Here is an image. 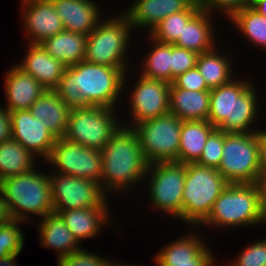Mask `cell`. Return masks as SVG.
Returning <instances> with one entry per match:
<instances>
[{"label":"cell","mask_w":266,"mask_h":266,"mask_svg":"<svg viewBox=\"0 0 266 266\" xmlns=\"http://www.w3.org/2000/svg\"><path fill=\"white\" fill-rule=\"evenodd\" d=\"M127 74L118 67L82 60L66 67L54 91L71 109L88 106L116 109Z\"/></svg>","instance_id":"1"},{"label":"cell","mask_w":266,"mask_h":266,"mask_svg":"<svg viewBox=\"0 0 266 266\" xmlns=\"http://www.w3.org/2000/svg\"><path fill=\"white\" fill-rule=\"evenodd\" d=\"M148 165L137 133L132 127L122 124L102 149L100 187L107 197L113 191L135 188L134 185L139 186L144 181Z\"/></svg>","instance_id":"2"},{"label":"cell","mask_w":266,"mask_h":266,"mask_svg":"<svg viewBox=\"0 0 266 266\" xmlns=\"http://www.w3.org/2000/svg\"><path fill=\"white\" fill-rule=\"evenodd\" d=\"M252 82L235 77L227 84L211 89L208 122L225 133L259 132L254 127L259 119V101Z\"/></svg>","instance_id":"3"},{"label":"cell","mask_w":266,"mask_h":266,"mask_svg":"<svg viewBox=\"0 0 266 266\" xmlns=\"http://www.w3.org/2000/svg\"><path fill=\"white\" fill-rule=\"evenodd\" d=\"M37 168L1 181L0 190L11 219L27 223L31 214L42 219L53 213L49 173Z\"/></svg>","instance_id":"4"},{"label":"cell","mask_w":266,"mask_h":266,"mask_svg":"<svg viewBox=\"0 0 266 266\" xmlns=\"http://www.w3.org/2000/svg\"><path fill=\"white\" fill-rule=\"evenodd\" d=\"M228 184L217 169L187 163L182 221L197 228L207 218L215 200Z\"/></svg>","instance_id":"5"},{"label":"cell","mask_w":266,"mask_h":266,"mask_svg":"<svg viewBox=\"0 0 266 266\" xmlns=\"http://www.w3.org/2000/svg\"><path fill=\"white\" fill-rule=\"evenodd\" d=\"M258 192L254 183L228 184L215 200L207 218L199 227L234 228L262 224Z\"/></svg>","instance_id":"6"},{"label":"cell","mask_w":266,"mask_h":266,"mask_svg":"<svg viewBox=\"0 0 266 266\" xmlns=\"http://www.w3.org/2000/svg\"><path fill=\"white\" fill-rule=\"evenodd\" d=\"M131 29L132 26L123 12L116 17L105 20L102 18L97 27L88 34L84 60L129 71L126 52L132 42L129 41L133 31Z\"/></svg>","instance_id":"7"},{"label":"cell","mask_w":266,"mask_h":266,"mask_svg":"<svg viewBox=\"0 0 266 266\" xmlns=\"http://www.w3.org/2000/svg\"><path fill=\"white\" fill-rule=\"evenodd\" d=\"M260 131L225 133L218 171L229 184L254 183L259 174Z\"/></svg>","instance_id":"8"},{"label":"cell","mask_w":266,"mask_h":266,"mask_svg":"<svg viewBox=\"0 0 266 266\" xmlns=\"http://www.w3.org/2000/svg\"><path fill=\"white\" fill-rule=\"evenodd\" d=\"M114 108H73L63 138L88 148L102 150L122 125ZM120 123V124H119Z\"/></svg>","instance_id":"9"},{"label":"cell","mask_w":266,"mask_h":266,"mask_svg":"<svg viewBox=\"0 0 266 266\" xmlns=\"http://www.w3.org/2000/svg\"><path fill=\"white\" fill-rule=\"evenodd\" d=\"M183 120L167 114L136 124L143 156L148 164L174 162L178 159L180 133Z\"/></svg>","instance_id":"10"},{"label":"cell","mask_w":266,"mask_h":266,"mask_svg":"<svg viewBox=\"0 0 266 266\" xmlns=\"http://www.w3.org/2000/svg\"><path fill=\"white\" fill-rule=\"evenodd\" d=\"M149 199L154 206L169 216L182 220V196L186 178V164L159 162L148 165Z\"/></svg>","instance_id":"11"},{"label":"cell","mask_w":266,"mask_h":266,"mask_svg":"<svg viewBox=\"0 0 266 266\" xmlns=\"http://www.w3.org/2000/svg\"><path fill=\"white\" fill-rule=\"evenodd\" d=\"M56 172L93 180L100 184L102 176V150L57 138L49 157L45 160Z\"/></svg>","instance_id":"12"},{"label":"cell","mask_w":266,"mask_h":266,"mask_svg":"<svg viewBox=\"0 0 266 266\" xmlns=\"http://www.w3.org/2000/svg\"><path fill=\"white\" fill-rule=\"evenodd\" d=\"M54 172V170L53 174L49 172L54 213L100 206L107 200V195L101 189L99 183Z\"/></svg>","instance_id":"13"},{"label":"cell","mask_w":266,"mask_h":266,"mask_svg":"<svg viewBox=\"0 0 266 266\" xmlns=\"http://www.w3.org/2000/svg\"><path fill=\"white\" fill-rule=\"evenodd\" d=\"M138 76L136 85L130 91L132 94L130 93V101L128 102L130 103L131 118L133 117V124L129 123L128 125L132 128L143 121L169 114L171 84L162 80Z\"/></svg>","instance_id":"14"},{"label":"cell","mask_w":266,"mask_h":266,"mask_svg":"<svg viewBox=\"0 0 266 266\" xmlns=\"http://www.w3.org/2000/svg\"><path fill=\"white\" fill-rule=\"evenodd\" d=\"M12 138L33 155L46 160L57 138L29 109L10 112Z\"/></svg>","instance_id":"15"},{"label":"cell","mask_w":266,"mask_h":266,"mask_svg":"<svg viewBox=\"0 0 266 266\" xmlns=\"http://www.w3.org/2000/svg\"><path fill=\"white\" fill-rule=\"evenodd\" d=\"M22 21L30 44H41L64 30L63 22L51 0H21Z\"/></svg>","instance_id":"16"},{"label":"cell","mask_w":266,"mask_h":266,"mask_svg":"<svg viewBox=\"0 0 266 266\" xmlns=\"http://www.w3.org/2000/svg\"><path fill=\"white\" fill-rule=\"evenodd\" d=\"M196 0H135L124 11L132 29H148L154 27L171 14L187 10ZM144 27V28H143Z\"/></svg>","instance_id":"17"},{"label":"cell","mask_w":266,"mask_h":266,"mask_svg":"<svg viewBox=\"0 0 266 266\" xmlns=\"http://www.w3.org/2000/svg\"><path fill=\"white\" fill-rule=\"evenodd\" d=\"M51 1L66 31L88 35L102 21V8L93 0Z\"/></svg>","instance_id":"18"},{"label":"cell","mask_w":266,"mask_h":266,"mask_svg":"<svg viewBox=\"0 0 266 266\" xmlns=\"http://www.w3.org/2000/svg\"><path fill=\"white\" fill-rule=\"evenodd\" d=\"M5 75L7 104L3 107L9 112L30 109L31 105L47 91L31 74L22 70L17 64Z\"/></svg>","instance_id":"19"},{"label":"cell","mask_w":266,"mask_h":266,"mask_svg":"<svg viewBox=\"0 0 266 266\" xmlns=\"http://www.w3.org/2000/svg\"><path fill=\"white\" fill-rule=\"evenodd\" d=\"M108 201L107 199L100 206L66 210L58 214L73 234V237L80 243L83 239L96 238V235L98 236L103 231V226L111 223Z\"/></svg>","instance_id":"20"},{"label":"cell","mask_w":266,"mask_h":266,"mask_svg":"<svg viewBox=\"0 0 266 266\" xmlns=\"http://www.w3.org/2000/svg\"><path fill=\"white\" fill-rule=\"evenodd\" d=\"M23 61L17 65L34 77L47 90H54L67 66L51 56L41 44H27Z\"/></svg>","instance_id":"21"},{"label":"cell","mask_w":266,"mask_h":266,"mask_svg":"<svg viewBox=\"0 0 266 266\" xmlns=\"http://www.w3.org/2000/svg\"><path fill=\"white\" fill-rule=\"evenodd\" d=\"M193 234L183 235L159 250L154 258L157 265L199 264L211 251L204 238Z\"/></svg>","instance_id":"22"},{"label":"cell","mask_w":266,"mask_h":266,"mask_svg":"<svg viewBox=\"0 0 266 266\" xmlns=\"http://www.w3.org/2000/svg\"><path fill=\"white\" fill-rule=\"evenodd\" d=\"M210 91H191L170 85L169 113L183 121H208Z\"/></svg>","instance_id":"23"},{"label":"cell","mask_w":266,"mask_h":266,"mask_svg":"<svg viewBox=\"0 0 266 266\" xmlns=\"http://www.w3.org/2000/svg\"><path fill=\"white\" fill-rule=\"evenodd\" d=\"M29 110L32 116L39 118L56 138L64 137L72 109L61 100L54 90L44 92Z\"/></svg>","instance_id":"24"},{"label":"cell","mask_w":266,"mask_h":266,"mask_svg":"<svg viewBox=\"0 0 266 266\" xmlns=\"http://www.w3.org/2000/svg\"><path fill=\"white\" fill-rule=\"evenodd\" d=\"M213 13L200 10L184 27L173 45L201 54L217 47L214 36Z\"/></svg>","instance_id":"25"},{"label":"cell","mask_w":266,"mask_h":266,"mask_svg":"<svg viewBox=\"0 0 266 266\" xmlns=\"http://www.w3.org/2000/svg\"><path fill=\"white\" fill-rule=\"evenodd\" d=\"M38 222L41 246L58 251V258L67 256L81 247L59 214L50 213Z\"/></svg>","instance_id":"26"},{"label":"cell","mask_w":266,"mask_h":266,"mask_svg":"<svg viewBox=\"0 0 266 266\" xmlns=\"http://www.w3.org/2000/svg\"><path fill=\"white\" fill-rule=\"evenodd\" d=\"M88 35L63 30L47 38L41 45L54 58L65 66L84 60Z\"/></svg>","instance_id":"27"},{"label":"cell","mask_w":266,"mask_h":266,"mask_svg":"<svg viewBox=\"0 0 266 266\" xmlns=\"http://www.w3.org/2000/svg\"><path fill=\"white\" fill-rule=\"evenodd\" d=\"M215 129L208 121H183L178 159L175 162L196 163L203 153L209 135Z\"/></svg>","instance_id":"28"},{"label":"cell","mask_w":266,"mask_h":266,"mask_svg":"<svg viewBox=\"0 0 266 266\" xmlns=\"http://www.w3.org/2000/svg\"><path fill=\"white\" fill-rule=\"evenodd\" d=\"M228 58L226 54L219 53L215 47L198 54L196 66L210 90L227 84L233 79V64Z\"/></svg>","instance_id":"29"},{"label":"cell","mask_w":266,"mask_h":266,"mask_svg":"<svg viewBox=\"0 0 266 266\" xmlns=\"http://www.w3.org/2000/svg\"><path fill=\"white\" fill-rule=\"evenodd\" d=\"M35 158L13 138L0 143V180L32 170Z\"/></svg>","instance_id":"30"},{"label":"cell","mask_w":266,"mask_h":266,"mask_svg":"<svg viewBox=\"0 0 266 266\" xmlns=\"http://www.w3.org/2000/svg\"><path fill=\"white\" fill-rule=\"evenodd\" d=\"M153 47L143 59L141 76L149 79L162 80L171 84V44L158 42L151 37Z\"/></svg>","instance_id":"31"},{"label":"cell","mask_w":266,"mask_h":266,"mask_svg":"<svg viewBox=\"0 0 266 266\" xmlns=\"http://www.w3.org/2000/svg\"><path fill=\"white\" fill-rule=\"evenodd\" d=\"M228 20L239 33L251 41L250 43L266 49V17L250 6L237 11Z\"/></svg>","instance_id":"32"},{"label":"cell","mask_w":266,"mask_h":266,"mask_svg":"<svg viewBox=\"0 0 266 266\" xmlns=\"http://www.w3.org/2000/svg\"><path fill=\"white\" fill-rule=\"evenodd\" d=\"M201 10L196 0L187 10L174 13L160 21L148 36L152 39L173 44L181 36L183 27Z\"/></svg>","instance_id":"33"},{"label":"cell","mask_w":266,"mask_h":266,"mask_svg":"<svg viewBox=\"0 0 266 266\" xmlns=\"http://www.w3.org/2000/svg\"><path fill=\"white\" fill-rule=\"evenodd\" d=\"M21 223L24 222L10 219L0 225V258L22 251L25 233L19 226Z\"/></svg>","instance_id":"34"},{"label":"cell","mask_w":266,"mask_h":266,"mask_svg":"<svg viewBox=\"0 0 266 266\" xmlns=\"http://www.w3.org/2000/svg\"><path fill=\"white\" fill-rule=\"evenodd\" d=\"M224 146V132L215 129L208 137L205 143L203 153L196 162L199 166L212 167L218 169Z\"/></svg>","instance_id":"35"},{"label":"cell","mask_w":266,"mask_h":266,"mask_svg":"<svg viewBox=\"0 0 266 266\" xmlns=\"http://www.w3.org/2000/svg\"><path fill=\"white\" fill-rule=\"evenodd\" d=\"M236 260L225 263V266H266V238L246 246Z\"/></svg>","instance_id":"36"},{"label":"cell","mask_w":266,"mask_h":266,"mask_svg":"<svg viewBox=\"0 0 266 266\" xmlns=\"http://www.w3.org/2000/svg\"><path fill=\"white\" fill-rule=\"evenodd\" d=\"M198 54L171 44V84L174 79L196 66Z\"/></svg>","instance_id":"37"},{"label":"cell","mask_w":266,"mask_h":266,"mask_svg":"<svg viewBox=\"0 0 266 266\" xmlns=\"http://www.w3.org/2000/svg\"><path fill=\"white\" fill-rule=\"evenodd\" d=\"M58 266H108L110 260L81 247L67 256L58 258Z\"/></svg>","instance_id":"38"},{"label":"cell","mask_w":266,"mask_h":266,"mask_svg":"<svg viewBox=\"0 0 266 266\" xmlns=\"http://www.w3.org/2000/svg\"><path fill=\"white\" fill-rule=\"evenodd\" d=\"M200 8L209 13L219 12L226 14L229 19L234 13L246 7H250L253 0H198ZM217 10V11H215Z\"/></svg>","instance_id":"39"},{"label":"cell","mask_w":266,"mask_h":266,"mask_svg":"<svg viewBox=\"0 0 266 266\" xmlns=\"http://www.w3.org/2000/svg\"><path fill=\"white\" fill-rule=\"evenodd\" d=\"M176 88H182L191 91H210L205 79L199 72L197 66L178 75L173 83Z\"/></svg>","instance_id":"40"},{"label":"cell","mask_w":266,"mask_h":266,"mask_svg":"<svg viewBox=\"0 0 266 266\" xmlns=\"http://www.w3.org/2000/svg\"><path fill=\"white\" fill-rule=\"evenodd\" d=\"M254 185L258 192V204L260 214L266 223V174L259 173L255 179Z\"/></svg>","instance_id":"41"},{"label":"cell","mask_w":266,"mask_h":266,"mask_svg":"<svg viewBox=\"0 0 266 266\" xmlns=\"http://www.w3.org/2000/svg\"><path fill=\"white\" fill-rule=\"evenodd\" d=\"M12 138L10 112L0 106V143Z\"/></svg>","instance_id":"42"},{"label":"cell","mask_w":266,"mask_h":266,"mask_svg":"<svg viewBox=\"0 0 266 266\" xmlns=\"http://www.w3.org/2000/svg\"><path fill=\"white\" fill-rule=\"evenodd\" d=\"M259 173L266 174V130H260Z\"/></svg>","instance_id":"43"},{"label":"cell","mask_w":266,"mask_h":266,"mask_svg":"<svg viewBox=\"0 0 266 266\" xmlns=\"http://www.w3.org/2000/svg\"><path fill=\"white\" fill-rule=\"evenodd\" d=\"M217 259L214 258L211 251L199 264H183V265H157V266H214ZM215 261V262H214Z\"/></svg>","instance_id":"44"},{"label":"cell","mask_w":266,"mask_h":266,"mask_svg":"<svg viewBox=\"0 0 266 266\" xmlns=\"http://www.w3.org/2000/svg\"><path fill=\"white\" fill-rule=\"evenodd\" d=\"M10 216L3 200L2 192L0 190V225L7 223L10 220Z\"/></svg>","instance_id":"45"},{"label":"cell","mask_w":266,"mask_h":266,"mask_svg":"<svg viewBox=\"0 0 266 266\" xmlns=\"http://www.w3.org/2000/svg\"><path fill=\"white\" fill-rule=\"evenodd\" d=\"M251 7L266 17V0H253Z\"/></svg>","instance_id":"46"},{"label":"cell","mask_w":266,"mask_h":266,"mask_svg":"<svg viewBox=\"0 0 266 266\" xmlns=\"http://www.w3.org/2000/svg\"><path fill=\"white\" fill-rule=\"evenodd\" d=\"M19 255V253L16 254H10L6 257L0 258V266H17L16 265V258Z\"/></svg>","instance_id":"47"},{"label":"cell","mask_w":266,"mask_h":266,"mask_svg":"<svg viewBox=\"0 0 266 266\" xmlns=\"http://www.w3.org/2000/svg\"><path fill=\"white\" fill-rule=\"evenodd\" d=\"M108 266H139V265H137V264L136 265L135 264L134 265H132V264H130V265L127 264L126 265L124 263L123 264L122 263L120 264V262L119 263H115L114 261H110Z\"/></svg>","instance_id":"48"}]
</instances>
